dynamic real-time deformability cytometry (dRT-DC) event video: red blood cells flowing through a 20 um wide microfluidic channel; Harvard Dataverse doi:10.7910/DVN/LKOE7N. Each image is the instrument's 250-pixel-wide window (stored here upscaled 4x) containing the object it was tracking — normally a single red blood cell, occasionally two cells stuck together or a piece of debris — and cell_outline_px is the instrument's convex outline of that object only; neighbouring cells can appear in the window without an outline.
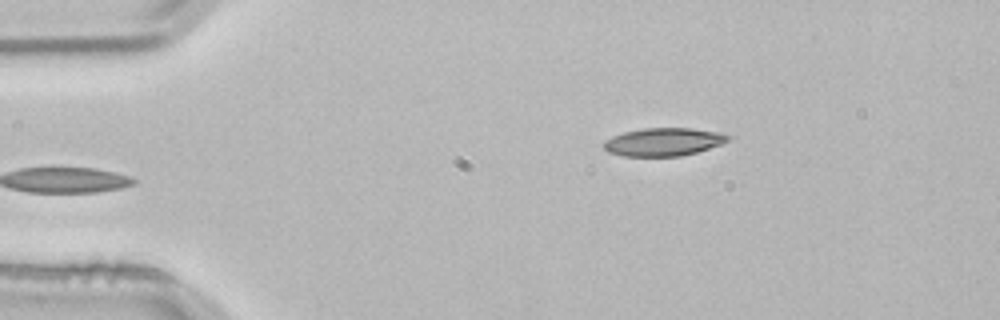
{"species": "common noctule bat (a hibernating species)", "species_latin": "Nyctalus noctula", "temperature_condition": "room temperature", "stored_images_in_passage": 3, "camera_frame_rate_fps": 3000, "um_per_image_px": 0.085, "animal": {"sex": "male", "body_mass_g": 21.5, "forearm_length_mm": 52.0}, "frame": {"image": 1, "passage_image": 3, "time_ms": 0.667, "image_size_px": [1000, 320], "cell_outline_px": [[732, 136], [728, 140], [720, 144], [696, 152], [680, 156], [624, 156], [608, 152], [604, 148], [604, 140], [612, 136], [624, 132], [644, 128], [692, 128], [720, 132]], "centroid_in_image_um": [56.39, 12.05], "position_along_channel_um": 28.6, "area_um2": 20.23}}